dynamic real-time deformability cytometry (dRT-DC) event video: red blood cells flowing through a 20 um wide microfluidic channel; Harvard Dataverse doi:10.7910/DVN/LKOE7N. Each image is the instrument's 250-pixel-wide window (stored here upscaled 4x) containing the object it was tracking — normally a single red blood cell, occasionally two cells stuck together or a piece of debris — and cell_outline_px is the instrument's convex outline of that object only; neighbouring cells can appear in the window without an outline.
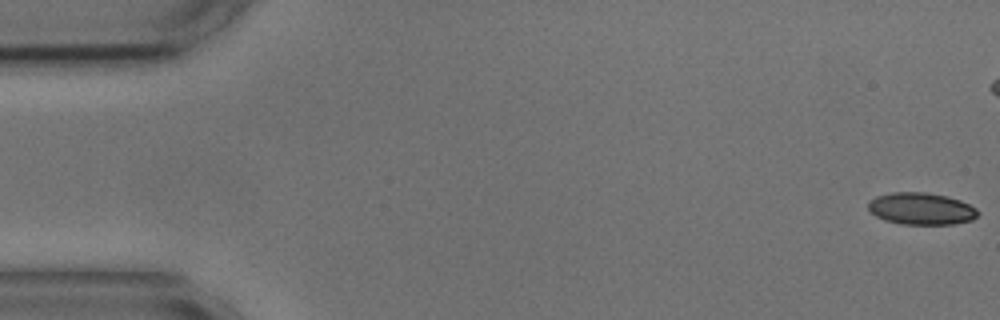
{"species": "common noctule bat (a hibernating species)", "species_latin": "Nyctalus noctula", "temperature_condition": "cold", "stored_images_in_passage": 45, "camera_frame_rate_fps": 3000, "um_per_image_px": 0.085, "animal": {"sex": "male", "body_mass_g": 17.9, "forearm_length_mm": 54.2}, "frame": {"image": 1, "passage_image": 1, "time_ms": 0.0, "image_size_px": [1000, 320], "cell_outline_px": [[980, 212], [972, 220], [952, 224], [900, 224], [884, 220], [876, 216], [868, 208], [868, 200], [876, 196], [892, 192], [924, 192], [948, 196], [960, 200], [976, 208]], "centroid_in_image_um": [78.29, 17.73], "position_along_channel_um": 6.7, "area_um2": 20.52}}